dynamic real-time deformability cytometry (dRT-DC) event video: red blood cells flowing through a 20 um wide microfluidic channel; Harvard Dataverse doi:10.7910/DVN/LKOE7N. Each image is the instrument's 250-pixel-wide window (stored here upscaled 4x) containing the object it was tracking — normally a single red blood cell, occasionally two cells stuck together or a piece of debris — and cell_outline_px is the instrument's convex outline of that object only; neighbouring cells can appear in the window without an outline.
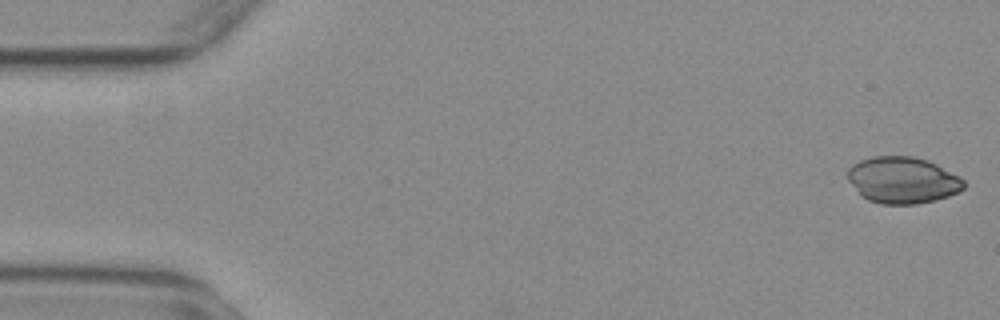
{"species": "common noctule bat (a hibernating species)", "species_latin": "Nyctalus noctula", "temperature_condition": "warm", "stored_images_in_passage": 16, "camera_frame_rate_fps": 3000, "um_per_image_px": 0.085, "animal": {"sex": "female", "body_mass_g": 29.2, "forearm_length_mm": 56.3}, "frame": {"image": 1, "passage_image": 1, "time_ms": 0.0, "image_size_px": [1000, 320], "cell_outline_px": [[964, 188], [948, 196], [936, 200], [916, 204], [880, 204], [868, 200], [860, 196], [848, 180], [848, 168], [852, 164], [860, 160], [872, 156], [912, 156], [928, 160], [960, 176], [964, 180]], "centroid_in_image_um": [76.7, 15.31], "position_along_channel_um": 8.3, "area_um2": 31.67}}